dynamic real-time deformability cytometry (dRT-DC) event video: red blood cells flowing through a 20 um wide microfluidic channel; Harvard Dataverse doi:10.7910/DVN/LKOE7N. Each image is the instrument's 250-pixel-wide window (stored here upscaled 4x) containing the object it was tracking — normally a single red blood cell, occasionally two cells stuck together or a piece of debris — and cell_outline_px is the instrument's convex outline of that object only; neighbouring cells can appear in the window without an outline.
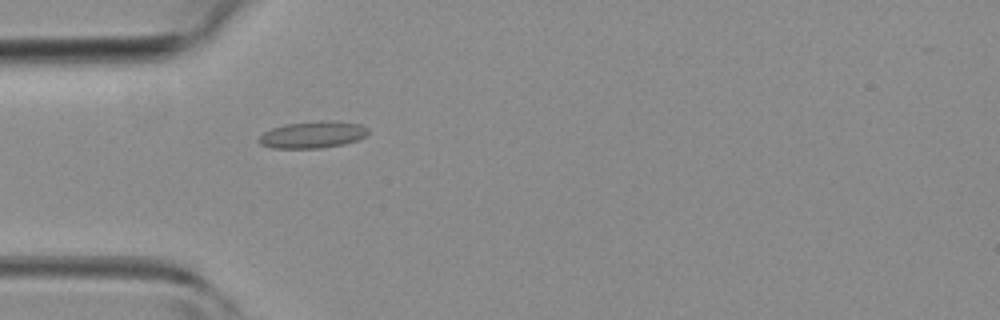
{"species": "common noctule bat (a hibernating species)", "species_latin": "Nyctalus noctula", "temperature_condition": "room temperature", "stored_images_in_passage": 3, "camera_frame_rate_fps": 3000, "um_per_image_px": 0.085, "animal": {"sex": "female", "body_mass_g": 19.3, "forearm_length_mm": 54.1}, "frame": {"image": 1, "passage_image": 3, "time_ms": 3.333, "image_size_px": [1000, 320], "cell_outline_px": [[368, 132], [364, 136], [356, 140], [344, 144], [320, 148], [272, 148], [260, 144], [256, 140], [264, 132], [272, 128], [288, 124], [320, 120], [336, 120], [360, 124], [368, 128]], "centroid_in_image_um": [26.57, 11.44], "position_along_channel_um": 58.4, "area_um2": 17.11}}